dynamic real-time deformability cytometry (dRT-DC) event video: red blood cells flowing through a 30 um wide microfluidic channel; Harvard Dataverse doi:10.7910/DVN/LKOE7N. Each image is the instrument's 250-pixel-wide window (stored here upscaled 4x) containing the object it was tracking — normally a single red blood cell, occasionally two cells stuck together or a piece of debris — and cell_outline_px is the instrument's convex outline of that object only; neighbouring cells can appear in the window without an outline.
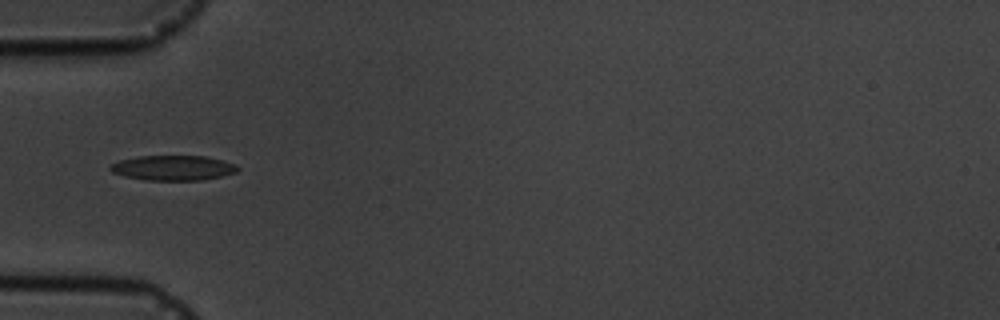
{"species": "common noctule bat (a hibernating species)", "species_latin": "Nyctalus noctula", "temperature_condition": "cold", "stored_images_in_passage": 7, "camera_frame_rate_fps": 3000, "um_per_image_px": 0.085, "animal": {"sex": "male", "body_mass_g": 19.5, "forearm_length_mm": 54.6}, "frame": {"image": 1, "passage_image": 5, "time_ms": 4.667, "image_size_px": [1000, 320], "cell_outline_px": [[240, 168], [236, 172], [204, 180], [144, 180], [124, 176], [112, 172], [108, 168], [112, 164], [120, 160], [136, 156], [204, 156], [236, 164]], "centroid_in_image_um": [14.69, 14.27], "position_along_channel_um": 70.3, "area_um2": 18.5}}
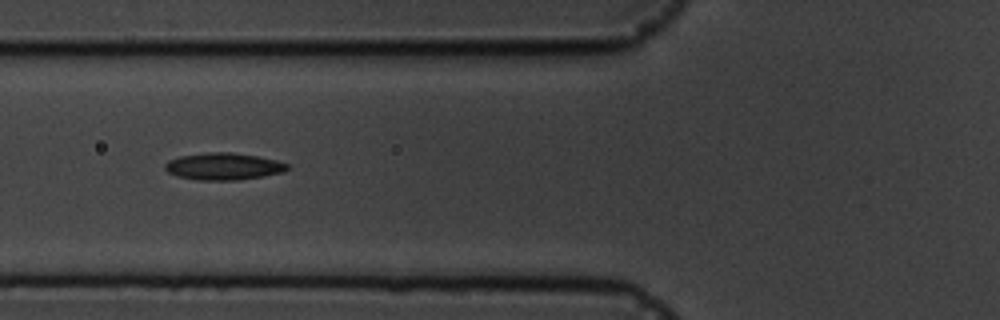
{"frame": {"image": 2, "passage_image": 6, "time_ms": 5.667, "image_size_px": [1000, 320], "cell_outline_px": [[288, 168], [284, 172], [264, 176], [240, 180], [196, 180], [176, 176], [168, 172], [164, 168], [164, 164], [168, 160], [180, 156], [208, 152], [232, 152], [256, 156], [276, 160], [288, 164]], "centroid_in_image_um": [18.97, 14.15], "position_along_channel_um": 106.8, "area_um2": 19.36}}
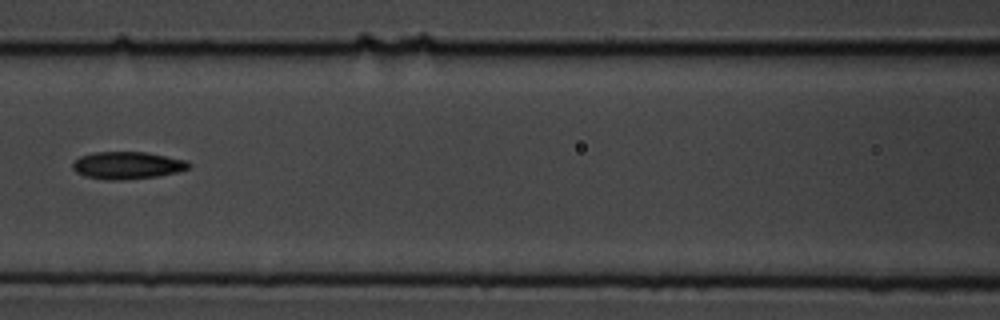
{"frame": {"image": 3, "passage_image": 7, "time_ms": 7.0, "image_size_px": [1000, 320], "cell_outline_px": [[192, 164], [188, 168], [176, 172], [156, 176], [120, 180], [108, 180], [84, 176], [76, 172], [72, 168], [72, 164], [80, 156], [92, 152], [144, 152], [188, 160]], "centroid_in_image_um": [10.81, 14.05], "position_along_channel_um": 155.8, "area_um2": 18.44}}